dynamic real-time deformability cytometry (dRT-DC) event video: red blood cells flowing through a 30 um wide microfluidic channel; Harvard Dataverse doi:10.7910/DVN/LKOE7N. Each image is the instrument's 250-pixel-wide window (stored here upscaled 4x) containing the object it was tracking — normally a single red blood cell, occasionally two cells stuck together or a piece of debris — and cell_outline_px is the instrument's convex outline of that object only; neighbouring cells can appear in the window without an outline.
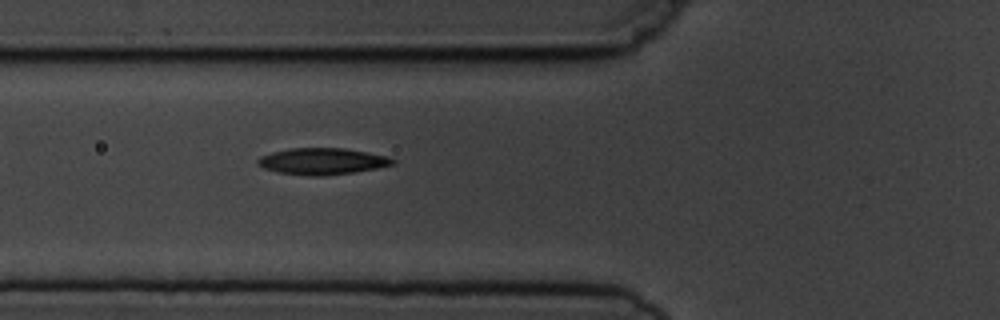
{"species": "common noctule bat (a hibernating species)", "species_latin": "Nyctalus noctula", "temperature_condition": "cold", "stored_images_in_passage": 6, "camera_frame_rate_fps": 3000, "um_per_image_px": 0.085, "animal": {"sex": "male", "body_mass_g": 19.5, "forearm_length_mm": 54.6}, "frame": {"image": 1, "passage_image": 6, "time_ms": 5.667, "image_size_px": [1000, 320], "cell_outline_px": [[396, 164], [376, 168], [352, 172], [320, 176], [308, 176], [276, 172], [264, 168], [256, 164], [256, 160], [260, 156], [272, 152], [288, 148], [344, 148], [388, 156], [396, 160]], "centroid_in_image_um": [27.36, 13.7], "position_along_channel_um": 98.4, "area_um2": 20.92}}